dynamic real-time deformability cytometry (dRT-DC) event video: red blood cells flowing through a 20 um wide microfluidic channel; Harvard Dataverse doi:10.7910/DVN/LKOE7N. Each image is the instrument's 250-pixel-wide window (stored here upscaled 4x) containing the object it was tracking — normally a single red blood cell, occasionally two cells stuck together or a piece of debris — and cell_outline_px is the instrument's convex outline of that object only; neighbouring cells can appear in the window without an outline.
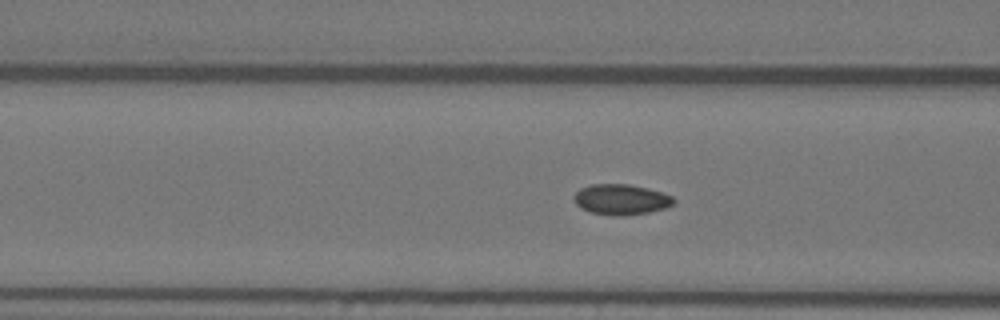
{"species": "Egyptian fruit bat (a non-hibernating species)", "species_latin": "Rousettus aegyptiacus", "temperature_condition": "warm", "stored_images_in_passage": 55, "camera_frame_rate_fps": 3000, "um_per_image_px": 0.085, "animal": {"sex": "female"}, "frame": {"image": 1, "passage_image": 21, "time_ms": 6.667, "image_size_px": [1000, 320], "cell_outline_px": [[676, 204], [664, 208], [648, 212], [620, 216], [608, 216], [588, 212], [580, 208], [576, 204], [576, 192], [580, 188], [592, 184], [628, 184], [648, 188], [672, 196], [676, 200]], "centroid_in_image_um": [52.8, 16.96], "position_along_channel_um": 113.8, "area_um2": 17.8}}
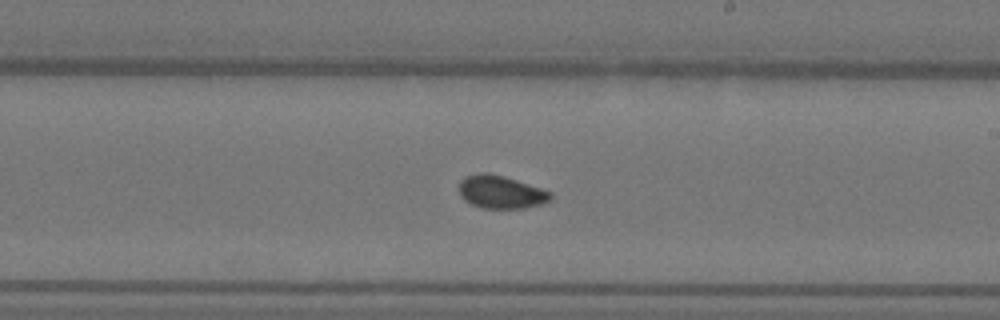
{"frame": {"image": 2, "passage_image": 32, "time_ms": 10.333, "image_size_px": [1000, 320], "cell_outline_px": [[552, 200], [540, 204], [524, 208], [480, 208], [464, 200], [460, 196], [460, 180], [464, 176], [480, 172], [488, 172], [504, 176], [552, 192]], "centroid_in_image_um": [42.56, 16.31], "position_along_channel_um": 246.4, "area_um2": 17.63}}
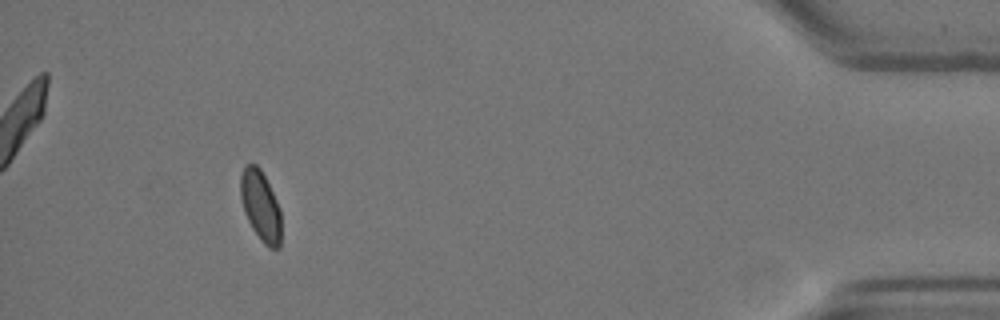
{"frame": {"image": 3, "passage_image": 51, "time_ms": 16.667, "image_size_px": [1000, 320], "cell_outline_px": [[280, 248], [268, 248], [260, 240], [252, 228], [244, 212], [240, 196], [240, 176], [244, 168], [248, 164], [256, 164], [260, 168], [280, 208]], "centroid_in_image_um": [22.14, 17.51], "position_along_channel_um": 413.1, "area_um2": 16.53}, "authors_computed_cell_mechanics": {"area_um2": 17.1088, "velocity_mm_per_s": 3.6233, "shape_relaxation_time_tau1_ms": 6.83, "shape_relaxation_time_tau2_ms": 1.0993, "deformation_change_tau1": 0.105, "deformation_change_tau2": 0.0352}}